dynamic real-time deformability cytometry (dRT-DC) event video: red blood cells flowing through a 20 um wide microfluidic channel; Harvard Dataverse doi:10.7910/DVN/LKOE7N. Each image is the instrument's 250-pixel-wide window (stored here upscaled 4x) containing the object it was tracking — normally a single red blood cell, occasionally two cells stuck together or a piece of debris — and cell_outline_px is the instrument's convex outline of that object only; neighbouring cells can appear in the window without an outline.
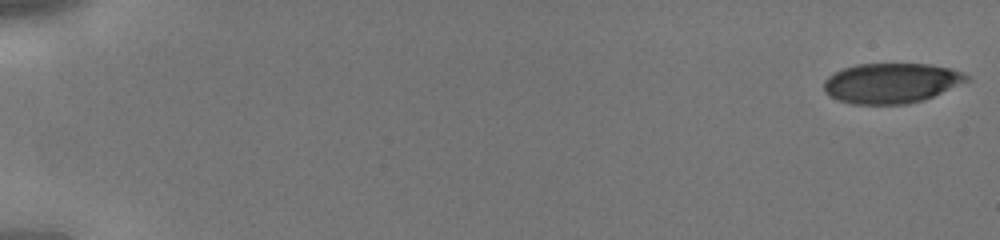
{"species": "human", "species_latin": "Homo sapiens", "temperature_condition": "cold", "stored_images_in_passage": 44, "camera_frame_rate_fps": 3000, "um_per_image_px": 0.085, "donor": {"sex": "male"}, "frame": {"image": 1, "passage_image": 1, "time_ms": 0.0, "image_size_px": [1000, 240], "cell_outline_px": [[968, 80], [924, 100], [908, 104], [852, 104], [836, 100], [828, 96], [824, 92], [824, 80], [828, 76], [844, 68], [856, 64], [928, 64], [948, 68], [964, 72], [968, 76]], "centroid_in_image_um": [75.71, 7.07], "position_along_channel_um": 9.3, "area_um2": 33.29}}
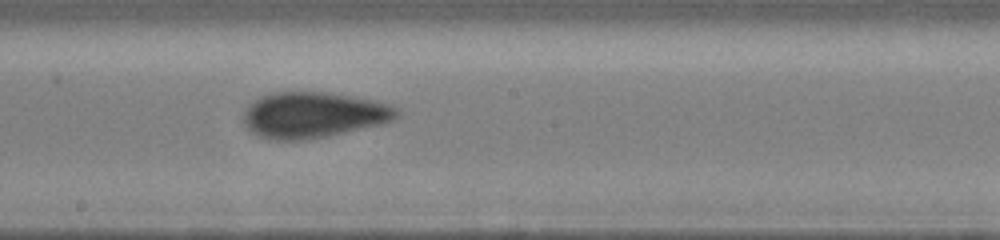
{"frame": {"image": 2, "passage_image": 26, "time_ms": 8.333, "image_size_px": [1000, 240], "cell_outline_px": [[400, 116], [392, 120], [380, 124], [328, 136], [300, 140], [272, 140], [260, 136], [252, 132], [244, 124], [244, 112], [256, 100], [272, 92], [328, 92], [352, 96], [392, 104], [400, 108]], "centroid_in_image_um": [26.7, 9.77], "position_along_channel_um": 221.5, "area_um2": 40.75}}
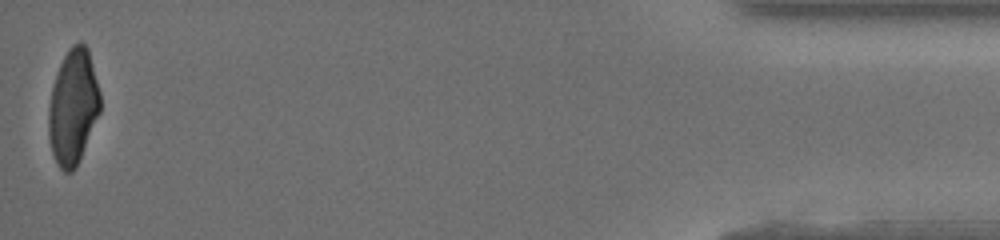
{"frame": {"image": 3, "passage_image": 44, "time_ms": 14.333, "image_size_px": [1000, 240], "cell_outline_px": [[100, 112], [76, 168], [72, 172], [64, 172], [60, 168], [52, 152], [48, 136], [48, 108], [52, 88], [60, 64], [68, 48], [72, 44], [80, 40], [88, 48], [100, 92]], "centroid_in_image_um": [6.21, 9.08], "position_along_channel_um": 429.0, "area_um2": 34.62}}